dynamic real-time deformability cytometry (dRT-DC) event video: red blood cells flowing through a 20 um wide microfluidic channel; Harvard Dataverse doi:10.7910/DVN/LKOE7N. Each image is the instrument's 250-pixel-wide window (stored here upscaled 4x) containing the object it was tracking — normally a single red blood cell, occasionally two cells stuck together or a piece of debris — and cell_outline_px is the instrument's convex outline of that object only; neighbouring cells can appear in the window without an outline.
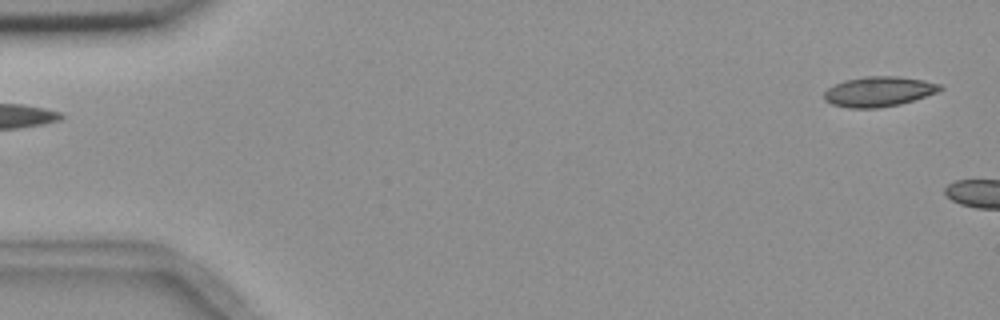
{"species": "common noctule bat (a hibernating species)", "species_latin": "Nyctalus noctula", "temperature_condition": "room temperature", "stored_images_in_passage": 10, "camera_frame_rate_fps": 3000, "um_per_image_px": 0.085, "animal": {"sex": "female", "body_mass_g": 18.4}, "frame": {"image": 1, "passage_image": 1, "time_ms": 0.0, "image_size_px": [1000, 320], "cell_outline_px": [[944, 88], [936, 92], [900, 104], [876, 108], [848, 108], [832, 104], [824, 100], [824, 92], [828, 88], [844, 80], [864, 76], [896, 76], [924, 80], [940, 84]], "centroid_in_image_um": [74.66, 7.78], "position_along_channel_um": 10.3, "area_um2": 20.17}}
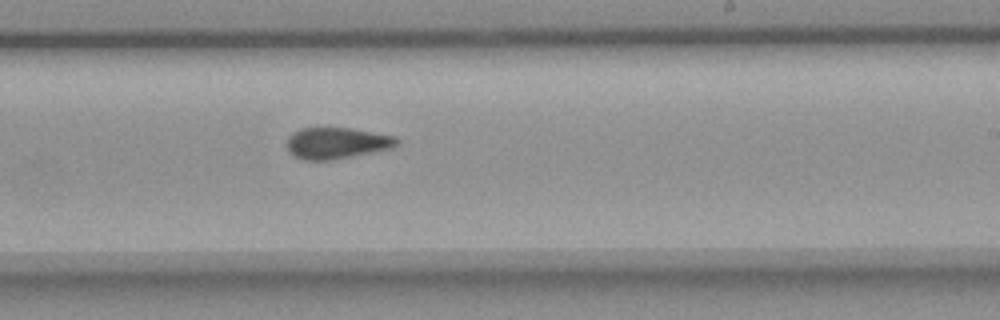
{"frame": {"image": 2, "passage_image": 10, "time_ms": 10.333, "image_size_px": [1000, 320], "cell_outline_px": [[400, 144], [392, 148], [332, 160], [304, 160], [292, 156], [288, 152], [288, 136], [292, 132], [300, 128], [352, 128], [396, 136], [400, 140]], "centroid_in_image_um": [28.63, 12.16], "position_along_channel_um": 260.4, "area_um2": 20.29}}